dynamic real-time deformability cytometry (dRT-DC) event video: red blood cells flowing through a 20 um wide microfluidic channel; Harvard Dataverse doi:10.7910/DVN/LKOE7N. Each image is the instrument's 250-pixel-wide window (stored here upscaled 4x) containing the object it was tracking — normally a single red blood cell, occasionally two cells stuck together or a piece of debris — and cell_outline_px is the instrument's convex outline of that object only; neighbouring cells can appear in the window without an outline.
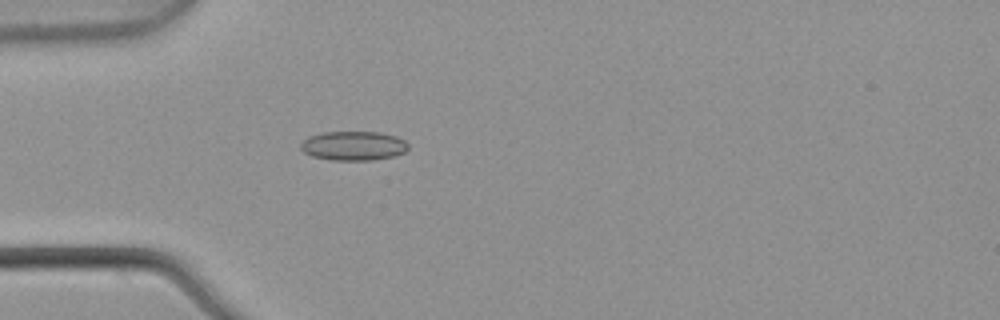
{"species": "common noctule bat (a hibernating species)", "species_latin": "Nyctalus noctula", "temperature_condition": "warm", "stored_images_in_passage": 3, "camera_frame_rate_fps": 3000, "um_per_image_px": 0.085, "animal": {"sex": "male", "body_mass_g": 21.5, "forearm_length_mm": 52.0}, "frame": {"image": 1, "passage_image": 3, "time_ms": 0.667, "image_size_px": [1000, 320], "cell_outline_px": [[408, 148], [404, 152], [392, 156], [372, 160], [332, 160], [312, 156], [304, 152], [300, 148], [300, 144], [308, 136], [324, 132], [380, 132], [396, 136], [404, 140], [408, 144]], "centroid_in_image_um": [30.03, 12.39], "position_along_channel_um": 55.0, "area_um2": 18.26}}